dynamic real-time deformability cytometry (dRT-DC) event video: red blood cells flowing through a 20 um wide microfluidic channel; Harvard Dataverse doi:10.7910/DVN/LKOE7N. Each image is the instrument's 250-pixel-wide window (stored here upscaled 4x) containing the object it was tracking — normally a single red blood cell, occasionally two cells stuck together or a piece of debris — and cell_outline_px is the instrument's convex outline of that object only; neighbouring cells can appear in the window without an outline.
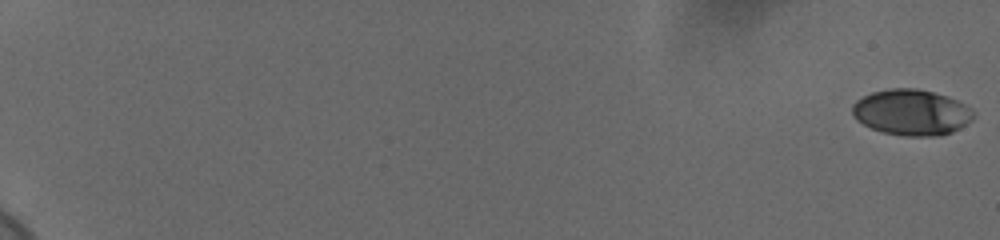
{"species": "human", "species_latin": "Homo sapiens", "temperature_condition": "cold", "stored_images_in_passage": 15, "camera_frame_rate_fps": 3000, "um_per_image_px": 0.085, "donor": {"sex": "female"}, "frame": {"image": 1, "passage_image": 1, "time_ms": 0.0, "image_size_px": [1000, 240], "cell_outline_px": [[976, 112], [972, 120], [960, 128], [952, 132], [940, 136], [904, 136], [884, 132], [872, 128], [856, 120], [852, 112], [852, 104], [856, 100], [872, 92], [892, 88], [916, 88], [948, 96], [972, 108]], "centroid_in_image_um": [77.5, 9.55], "position_along_channel_um": 7.5, "area_um2": 32.48}}